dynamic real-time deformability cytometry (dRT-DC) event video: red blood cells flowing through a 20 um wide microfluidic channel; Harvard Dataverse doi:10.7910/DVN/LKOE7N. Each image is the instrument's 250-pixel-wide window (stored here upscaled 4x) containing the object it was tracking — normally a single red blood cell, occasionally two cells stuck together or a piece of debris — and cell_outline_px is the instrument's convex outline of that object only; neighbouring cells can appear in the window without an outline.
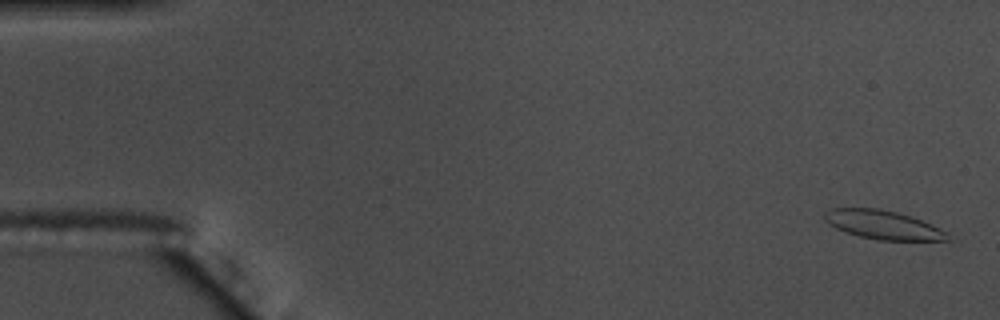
{"species": "common noctule bat (a hibernating species)", "species_latin": "Nyctalus noctula", "temperature_condition": "warm", "stored_images_in_passage": 56, "camera_frame_rate_fps": 3000, "um_per_image_px": 0.085, "animal": {"sex": "male", "body_mass_g": 17.5, "forearm_length_mm": 52.3}, "frame": {"image": 1, "passage_image": 1, "time_ms": 0.0, "image_size_px": [1000, 320], "cell_outline_px": [[952, 240], [880, 240], [860, 236], [844, 232], [828, 224], [824, 220], [824, 212], [832, 208], [880, 208], [912, 216], [932, 224], [940, 228]], "centroid_in_image_um": [75.02, 19.1], "position_along_channel_um": 10.0, "area_um2": 20.63}}
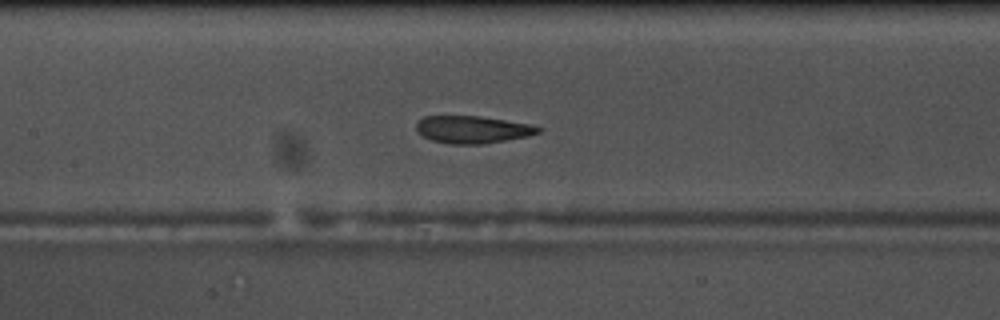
{"frame": {"image": 2, "passage_image": 26, "time_ms": 8.333, "image_size_px": [1000, 320], "cell_outline_px": [[544, 128], [540, 132], [528, 136], [484, 144], [452, 144], [432, 140], [416, 132], [416, 124], [424, 116], [480, 116], [532, 124]], "centroid_in_image_um": [40.2, 11.01], "position_along_channel_um": 167.2, "area_um2": 19.54}}
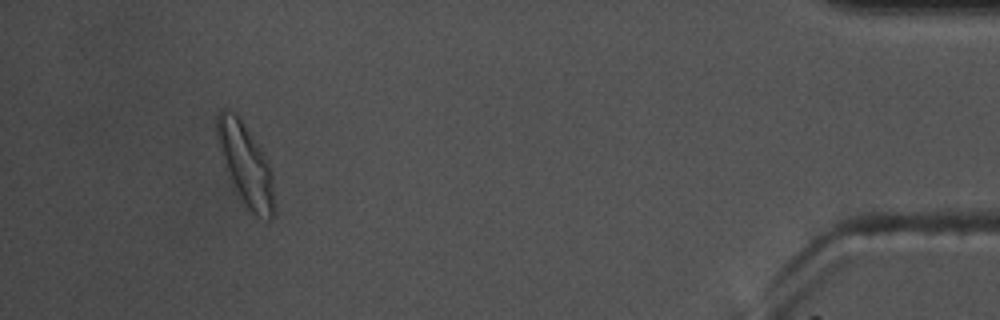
{"frame": {"image": 3, "passage_image": 52, "time_ms": 17.0, "image_size_px": [1000, 320], "cell_outline_px": [[272, 216], [268, 220], [256, 216], [244, 204], [228, 172], [216, 136], [216, 116], [220, 112], [232, 112], [240, 120], [268, 164], [272, 176]], "centroid_in_image_um": [20.85, 14.01], "position_along_channel_um": 414.3, "area_um2": 25.14}, "authors_computed_cell_mechanics": {"area_um2": 20.6635, "velocity_mm_per_s": 3.6161, "shape_relaxation_time_tau1_ms": 5.0673, "shape_relaxation_time_tau2_ms": 1.4939, "deformation_change_tau1": 0.1632, "deformation_change_tau2": 0.0806}}